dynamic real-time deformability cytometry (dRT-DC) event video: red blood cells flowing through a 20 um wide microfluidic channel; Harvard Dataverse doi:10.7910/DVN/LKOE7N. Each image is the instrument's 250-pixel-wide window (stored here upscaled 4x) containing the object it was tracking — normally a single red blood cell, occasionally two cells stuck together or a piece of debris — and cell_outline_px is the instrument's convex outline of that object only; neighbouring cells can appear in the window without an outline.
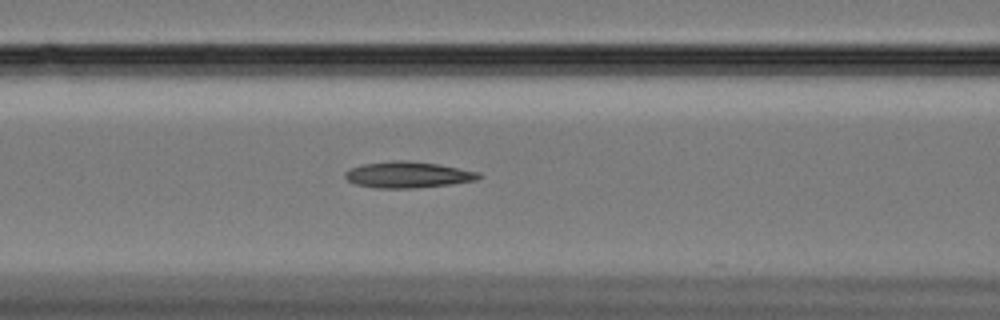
{"species": "Egyptian fruit bat (a non-hibernating species)", "species_latin": "Rousettus aegyptiacus", "temperature_condition": "cold", "stored_images_in_passage": 59, "camera_frame_rate_fps": 3000, "um_per_image_px": 0.085, "animal": {"sex": "female"}, "frame": {"image": 1, "passage_image": 24, "time_ms": 7.667, "image_size_px": [1000, 320], "cell_outline_px": [[484, 176], [476, 180], [448, 184], [412, 188], [376, 188], [356, 184], [348, 180], [344, 176], [344, 172], [360, 164], [392, 160], [408, 160], [440, 164], [480, 172]], "centroid_in_image_um": [34.68, 14.83], "position_along_channel_um": 131.9, "area_um2": 20.52}}
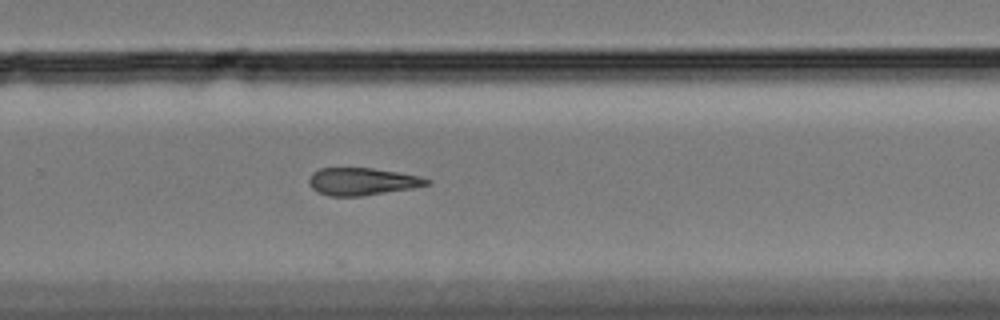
{"frame": {"image": 2, "passage_image": 39, "time_ms": 12.667, "image_size_px": [1000, 320], "cell_outline_px": [[432, 184], [412, 188], [364, 196], [328, 196], [316, 192], [312, 188], [308, 180], [312, 172], [320, 168], [372, 168], [420, 176], [432, 180]], "centroid_in_image_um": [30.78, 15.43], "position_along_channel_um": 299.0, "area_um2": 18.96}}
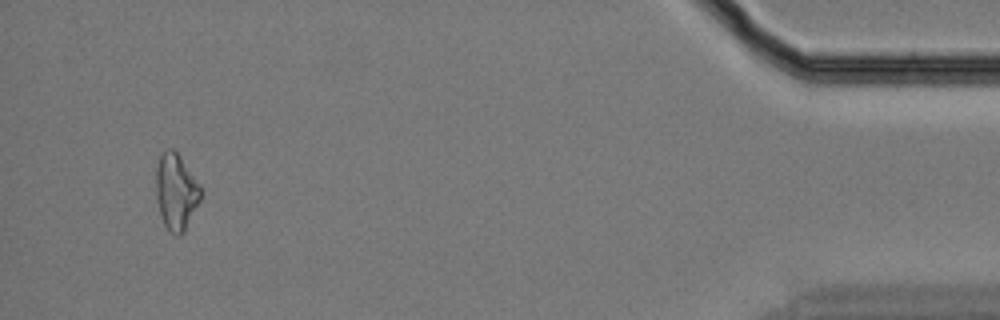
{"frame": {"image": 3, "passage_image": 56, "time_ms": 18.333, "image_size_px": [1000, 320], "cell_outline_px": [[200, 200], [184, 232], [180, 236], [176, 236], [168, 232], [164, 224], [156, 200], [156, 168], [160, 156], [168, 148], [172, 148], [180, 156], [200, 184]], "centroid_in_image_um": [14.95, 16.32], "position_along_channel_um": 420.2, "area_um2": 19.83}}